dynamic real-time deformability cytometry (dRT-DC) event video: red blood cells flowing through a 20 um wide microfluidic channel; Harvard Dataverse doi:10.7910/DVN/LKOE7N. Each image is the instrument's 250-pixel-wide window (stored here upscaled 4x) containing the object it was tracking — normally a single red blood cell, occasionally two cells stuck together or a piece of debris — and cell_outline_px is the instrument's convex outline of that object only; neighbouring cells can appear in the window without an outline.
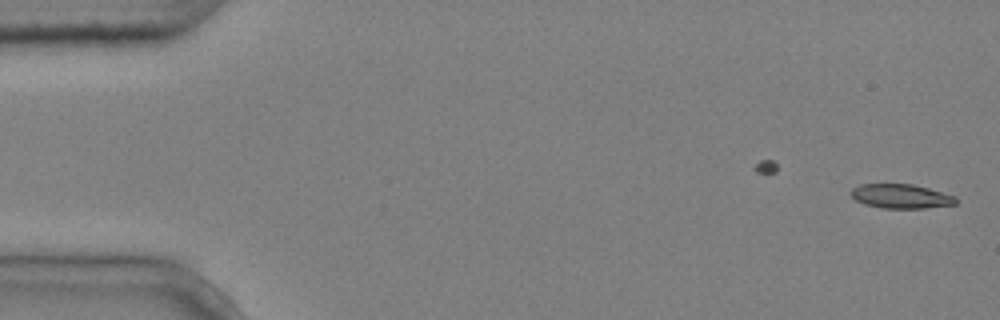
{"species": "common noctule bat (a hibernating species)", "species_latin": "Nyctalus noctula", "temperature_condition": "cold", "stored_images_in_passage": 2, "segment_of_instrument_passage": [2, 2], "camera_frame_rate_fps": 3000, "um_per_image_px": 0.085, "animal": {"sex": "male", "body_mass_g": 20.4}, "frame": {"image": 1, "passage_image": 2, "time_ms": 0.333, "image_size_px": [1000, 320], "cell_outline_px": [[956, 204], [924, 208], [880, 208], [864, 204], [856, 200], [848, 192], [852, 188], [860, 184], [912, 184], [928, 188], [956, 196]], "centroid_in_image_um": [76.55, 16.68], "position_along_channel_um": 8.5, "area_um2": 14.85}}